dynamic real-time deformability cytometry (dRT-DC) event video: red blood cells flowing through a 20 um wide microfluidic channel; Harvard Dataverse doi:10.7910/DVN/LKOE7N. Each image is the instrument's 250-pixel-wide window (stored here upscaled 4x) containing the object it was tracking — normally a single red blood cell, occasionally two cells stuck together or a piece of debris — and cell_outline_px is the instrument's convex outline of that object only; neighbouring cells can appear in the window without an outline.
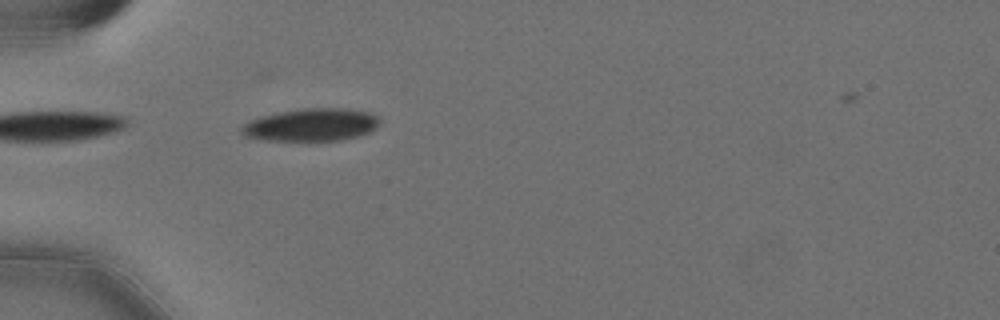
{"species": "Egyptian fruit bat (a non-hibernating species)", "species_latin": "Rousettus aegyptiacus", "temperature_condition": "cold", "stored_images_in_passage": 59, "camera_frame_rate_fps": 3000, "um_per_image_px": 0.085, "animal": {"sex": "female"}, "frame": {"image": 1, "passage_image": 19, "time_ms": 6.0, "image_size_px": [1000, 320], "cell_outline_px": [[380, 124], [368, 132], [356, 136], [340, 140], [264, 140], [244, 136], [240, 132], [240, 128], [244, 124], [260, 116], [300, 108], [344, 108], [368, 112], [376, 116], [380, 120]], "centroid_in_image_um": [26.43, 10.6], "position_along_channel_um": 58.6, "area_um2": 26.07}}
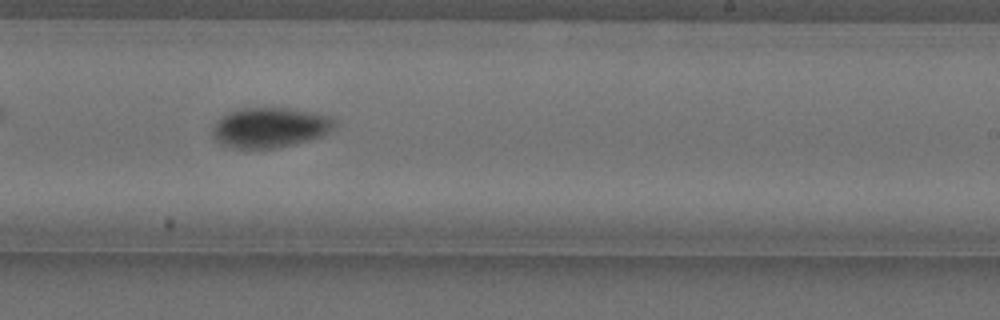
{"frame": {"image": 2, "passage_image": 37, "time_ms": 12.0, "image_size_px": [1000, 320], "cell_outline_px": [[336, 124], [328, 132], [320, 136], [308, 140], [276, 148], [236, 148], [220, 144], [212, 136], [212, 128], [216, 120], [228, 112], [244, 108], [292, 108], [312, 112], [328, 116], [336, 120]], "centroid_in_image_um": [22.91, 10.83], "position_along_channel_um": 266.1, "area_um2": 28.44}}
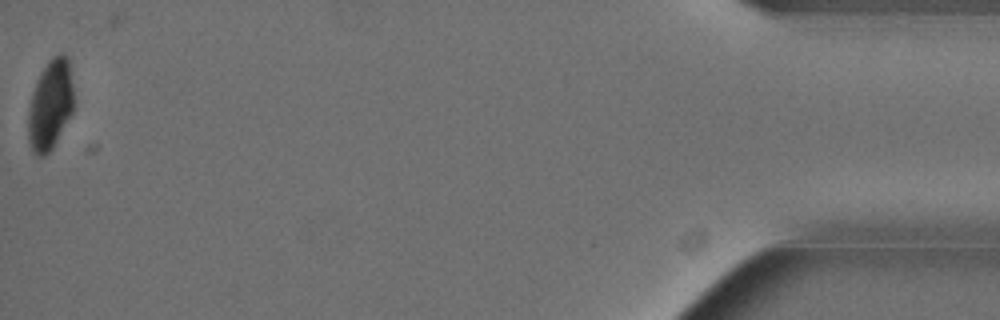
{"frame": {"image": 3, "passage_image": 58, "time_ms": 19.0, "image_size_px": [1000, 320], "cell_outline_px": [[76, 104], [72, 112], [52, 148], [44, 156], [40, 156], [32, 148], [28, 140], [28, 112], [32, 92], [40, 72], [48, 60], [52, 56], [60, 52], [64, 52], [68, 56]], "centroid_in_image_um": [4.31, 8.82], "position_along_channel_um": 430.9, "area_um2": 24.16}, "authors_computed_cell_mechanics": {"area_um2": 26.0678, "velocity_mm_per_s": 3.5748, "shape_relaxation_time_tau1_ms": 4.2605, "shape_relaxation_time_tau2_ms": null, "deformation_change_tau1": 0.1336, "deformation_change_tau2": null}}